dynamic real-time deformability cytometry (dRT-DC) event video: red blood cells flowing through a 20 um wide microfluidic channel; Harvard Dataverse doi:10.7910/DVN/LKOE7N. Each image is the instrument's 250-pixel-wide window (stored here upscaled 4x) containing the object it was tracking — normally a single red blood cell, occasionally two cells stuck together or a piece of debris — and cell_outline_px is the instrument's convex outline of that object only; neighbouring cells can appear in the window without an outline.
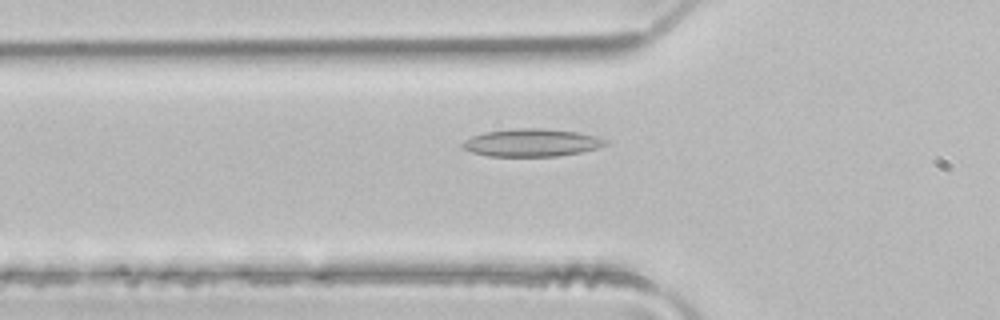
{"species": "common noctule bat (a hibernating species)", "species_latin": "Nyctalus noctula", "temperature_condition": "room temperature", "stored_images_in_passage": 38, "camera_frame_rate_fps": 3000, "um_per_image_px": 0.085, "animal": {"sex": "male", "body_mass_g": 21.5, "forearm_length_mm": 52.0}, "frame": {"image": 1, "passage_image": 6, "time_ms": 1.667, "image_size_px": [1000, 320], "cell_outline_px": [[608, 144], [600, 148], [580, 152], [556, 156], [488, 156], [472, 152], [464, 148], [460, 144], [464, 140], [472, 136], [484, 132], [512, 128], [544, 128], [576, 132], [596, 136], [608, 140]], "centroid_in_image_um": [45.2, 12.12], "position_along_channel_um": 80.6, "area_um2": 23.18}}
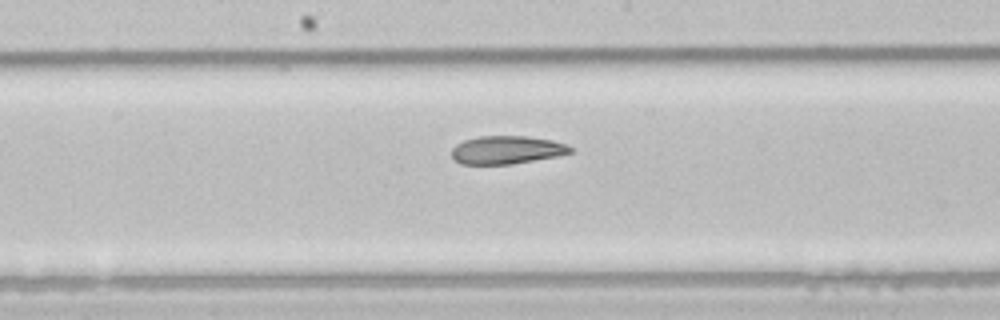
{"frame": {"image": 2, "passage_image": 15, "time_ms": 4.667, "image_size_px": [1000, 320], "cell_outline_px": [[572, 152], [556, 156], [512, 164], [460, 164], [452, 156], [452, 148], [456, 144], [464, 140], [480, 136], [528, 136], [552, 140], [568, 144], [572, 148]], "centroid_in_image_um": [43.07, 12.73], "position_along_channel_um": 205.1, "area_um2": 19.42}}
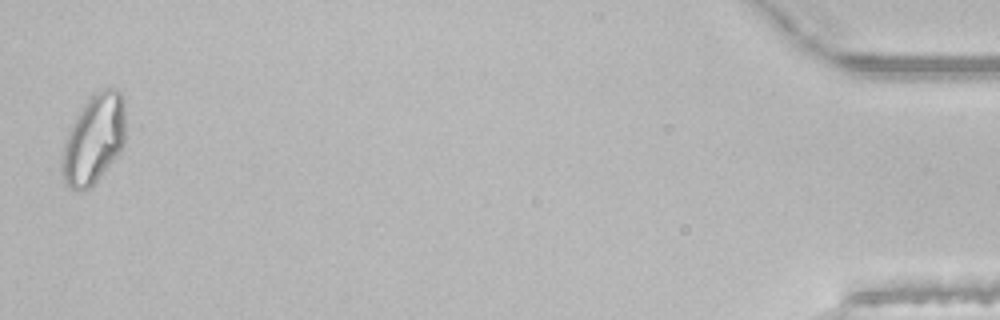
{"frame": {"image": 3, "passage_image": 38, "time_ms": 12.333, "image_size_px": [1000, 320], "cell_outline_px": [[124, 144], [120, 152], [100, 176], [84, 192], [76, 192], [68, 188], [64, 180], [60, 168], [60, 164], [64, 140], [76, 116], [92, 92], [100, 88], [116, 88], [124, 96]], "centroid_in_image_um": [7.95, 11.83], "position_along_channel_um": 427.3, "area_um2": 33.47}, "authors_computed_cell_mechanics": {"area_um2": 21.5305, "velocity_mm_per_s": 4.1156, "shape_relaxation_time_tau1_ms": 8.8394, "shape_relaxation_time_tau2_ms": 3.067, "deformation_change_tau1": 0.2141, "deformation_change_tau2": 0.0917}}